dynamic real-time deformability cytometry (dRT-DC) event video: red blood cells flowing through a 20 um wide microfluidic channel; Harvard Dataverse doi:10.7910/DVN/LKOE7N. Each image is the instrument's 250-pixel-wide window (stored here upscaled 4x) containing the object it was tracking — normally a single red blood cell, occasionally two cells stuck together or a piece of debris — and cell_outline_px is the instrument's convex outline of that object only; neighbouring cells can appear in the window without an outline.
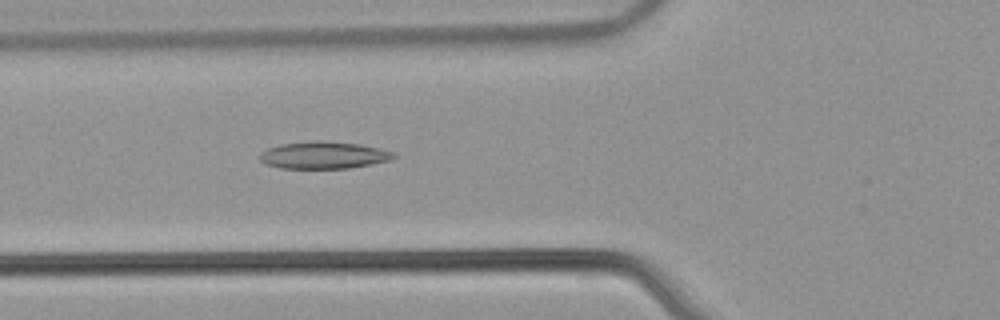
{"species": "common noctule bat (a hibernating species)", "species_latin": "Nyctalus noctula", "temperature_condition": "warm", "stored_images_in_passage": 53, "camera_frame_rate_fps": 3000, "um_per_image_px": 0.085, "animal": {"sex": "male", "body_mass_g": 21.5, "forearm_length_mm": 52.0}, "frame": {"image": 1, "passage_image": 20, "time_ms": 6.333, "image_size_px": [1000, 320], "cell_outline_px": [[396, 156], [392, 160], [372, 164], [348, 168], [280, 168], [264, 164], [260, 160], [260, 152], [268, 148], [280, 144], [312, 140], [320, 140], [360, 144], [380, 148], [392, 152]], "centroid_in_image_um": [27.49, 13.18], "position_along_channel_um": 98.3, "area_um2": 21.33}}
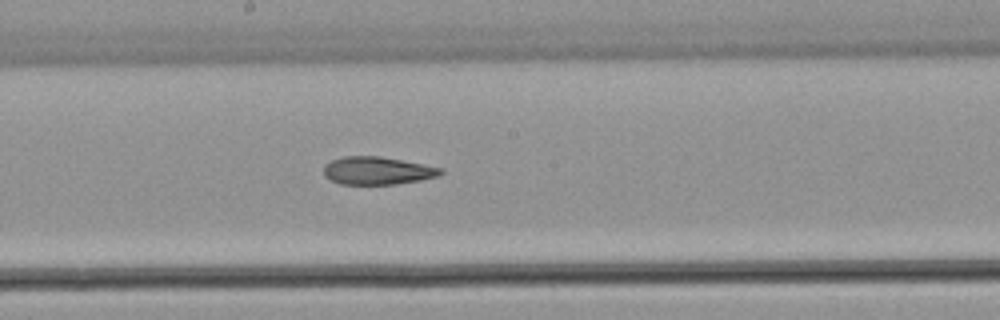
{"frame": {"image": 2, "passage_image": 29, "time_ms": 9.333, "image_size_px": [1000, 320], "cell_outline_px": [[444, 172], [440, 176], [420, 180], [396, 184], [340, 184], [324, 176], [324, 164], [332, 160], [344, 156], [380, 156], [444, 168]], "centroid_in_image_um": [32.1, 14.5], "position_along_channel_um": 216.1, "area_um2": 19.02}}
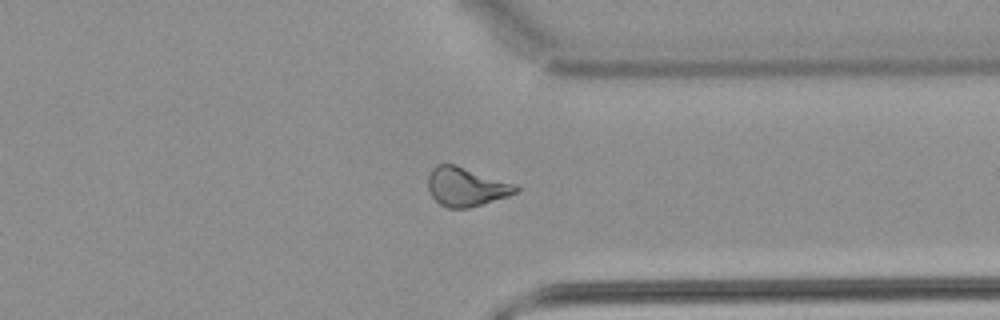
{"frame": {"image": 3, "passage_image": 41, "time_ms": 13.333, "image_size_px": [1000, 320], "cell_outline_px": [[520, 192], [508, 196], [468, 208], [448, 208], [440, 204], [432, 196], [428, 188], [428, 176], [432, 168], [436, 164], [456, 164], [516, 184], [520, 188]], "centroid_in_image_um": [39.64, 15.86], "position_along_channel_um": 371.8, "area_um2": 20.0}, "authors_computed_cell_mechanics": {"area_um2": 20.9236, "velocity_mm_per_s": 3.9151, "shape_relaxation_time_tau1_ms": null, "shape_relaxation_time_tau2_ms": 6.181, "deformation_change_tau1": null, "deformation_change_tau2": 0.1585}}